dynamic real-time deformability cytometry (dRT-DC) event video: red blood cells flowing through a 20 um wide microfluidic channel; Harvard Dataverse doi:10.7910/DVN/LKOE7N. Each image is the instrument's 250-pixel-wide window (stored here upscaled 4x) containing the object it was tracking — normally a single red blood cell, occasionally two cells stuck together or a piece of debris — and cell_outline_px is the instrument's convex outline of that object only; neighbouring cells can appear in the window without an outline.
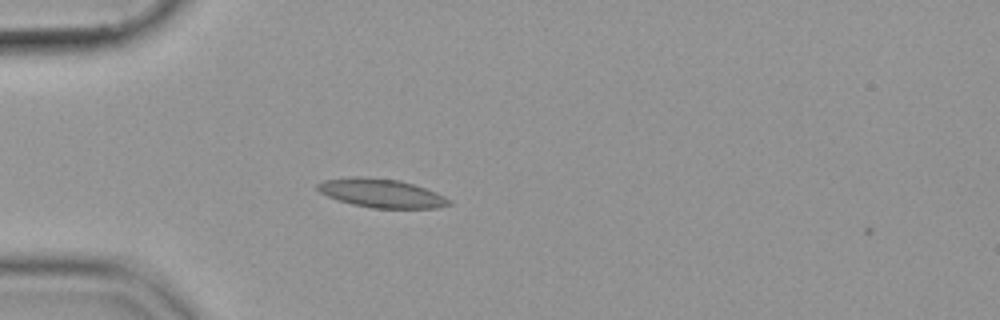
{"species": "common noctule bat (a hibernating species)", "species_latin": "Nyctalus noctula", "temperature_condition": "cold", "stored_images_in_passage": 3, "camera_frame_rate_fps": 3000, "um_per_image_px": 0.085, "animal": {"sex": "female", "body_mass_g": 19.9}, "frame": {"image": 1, "passage_image": 1, "time_ms": 0.0, "image_size_px": [1000, 320], "cell_outline_px": [[452, 204], [436, 208], [372, 208], [352, 204], [328, 196], [320, 192], [316, 188], [316, 184], [324, 180], [400, 180], [436, 192], [452, 200]], "centroid_in_image_um": [32.53, 16.49], "position_along_channel_um": 52.5, "area_um2": 20.75}}